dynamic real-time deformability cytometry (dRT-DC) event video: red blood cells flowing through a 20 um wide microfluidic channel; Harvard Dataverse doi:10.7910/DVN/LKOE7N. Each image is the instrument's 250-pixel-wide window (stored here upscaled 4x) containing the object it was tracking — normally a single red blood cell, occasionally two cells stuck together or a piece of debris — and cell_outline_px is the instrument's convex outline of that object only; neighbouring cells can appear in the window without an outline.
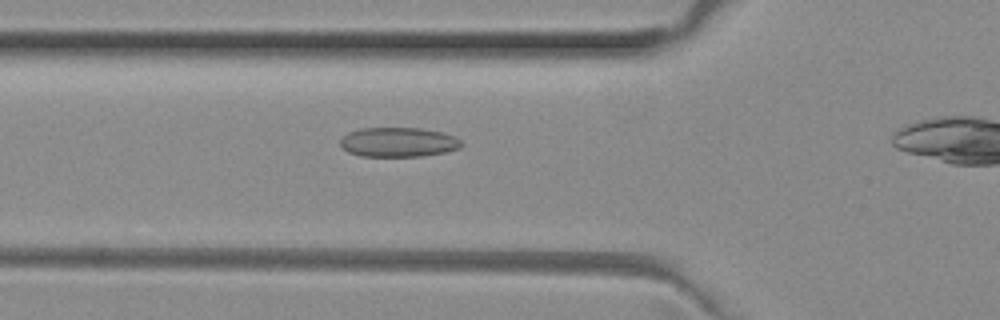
{"species": "common noctule bat (a hibernating species)", "species_latin": "Nyctalus noctula", "temperature_condition": "room temperature", "stored_images_in_passage": 21, "camera_frame_rate_fps": 3000, "um_per_image_px": 0.085, "animal": {"sex": "female", "body_mass_g": 29.2, "forearm_length_mm": 56.3}, "frame": {"image": 1, "passage_image": 11, "time_ms": 3.333, "image_size_px": [1000, 320], "cell_outline_px": [[464, 144], [460, 148], [444, 152], [420, 156], [360, 156], [348, 152], [340, 144], [340, 140], [348, 132], [360, 128], [420, 128], [440, 132], [456, 136]], "centroid_in_image_um": [33.86, 12.08], "position_along_channel_um": 91.9, "area_um2": 20.81}}
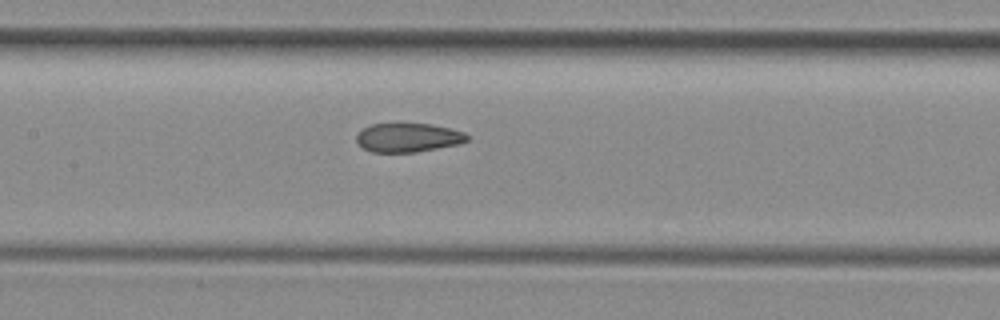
{"frame": {"image": 2, "passage_image": 17, "time_ms": 5.333, "image_size_px": [1000, 320], "cell_outline_px": [[472, 136], [468, 140], [456, 144], [416, 152], [372, 152], [364, 148], [356, 140], [356, 136], [364, 128], [372, 124], [432, 124], [452, 128], [464, 132]], "centroid_in_image_um": [34.73, 11.69], "position_along_channel_um": 172.7, "area_um2": 18.5}}
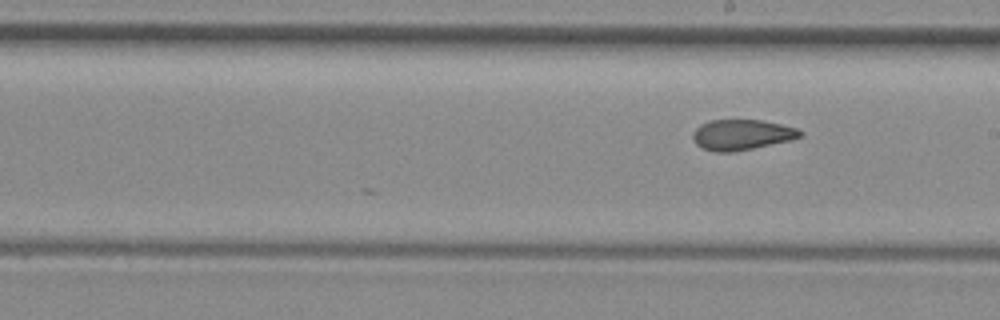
{"frame": {"image": 3, "passage_image": 21, "time_ms": 6.667, "image_size_px": [1000, 320], "cell_outline_px": [[804, 136], [792, 140], [736, 152], [716, 152], [704, 148], [696, 144], [692, 136], [692, 132], [700, 124], [712, 120], [760, 120], [780, 124], [796, 128], [804, 132]], "centroid_in_image_um": [63.08, 11.46], "position_along_channel_um": 225.9, "area_um2": 19.19}}